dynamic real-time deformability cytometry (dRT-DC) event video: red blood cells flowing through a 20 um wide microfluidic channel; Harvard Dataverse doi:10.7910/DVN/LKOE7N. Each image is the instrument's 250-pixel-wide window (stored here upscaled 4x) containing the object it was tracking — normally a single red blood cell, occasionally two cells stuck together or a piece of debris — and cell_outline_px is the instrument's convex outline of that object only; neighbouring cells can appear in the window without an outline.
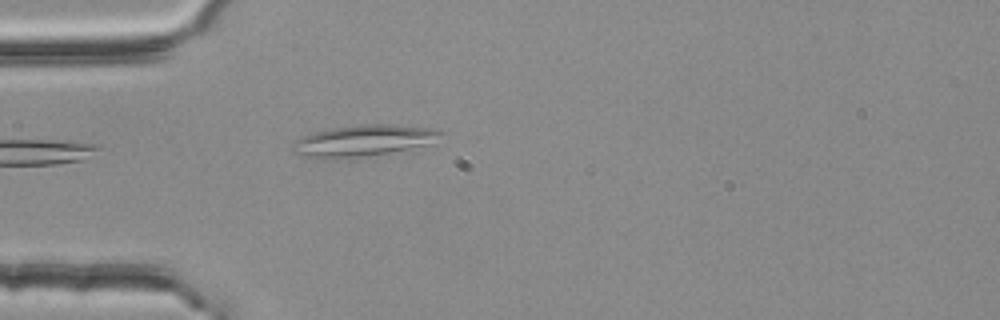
{"species": "common noctule bat (a hibernating species)", "species_latin": "Nyctalus noctula", "temperature_condition": "room temperature", "stored_images_in_passage": 1, "camera_frame_rate_fps": 3000, "um_per_image_px": 0.085, "animal": {"sex": "female", "body_mass_g": 25.1}, "frame": {"image": 1, "passage_image": 1, "time_ms": 0.0, "image_size_px": [1000, 320], "cell_outline_px": [[444, 132], [428, 144], [352, 160], [320, 160], [304, 156], [296, 152], [292, 148], [292, 144], [296, 140], [304, 136], [316, 132], [332, 128], [364, 124], [396, 124], [436, 128]], "centroid_in_image_um": [30.85, 11.98], "position_along_channel_um": 54.1, "area_um2": 27.46}}